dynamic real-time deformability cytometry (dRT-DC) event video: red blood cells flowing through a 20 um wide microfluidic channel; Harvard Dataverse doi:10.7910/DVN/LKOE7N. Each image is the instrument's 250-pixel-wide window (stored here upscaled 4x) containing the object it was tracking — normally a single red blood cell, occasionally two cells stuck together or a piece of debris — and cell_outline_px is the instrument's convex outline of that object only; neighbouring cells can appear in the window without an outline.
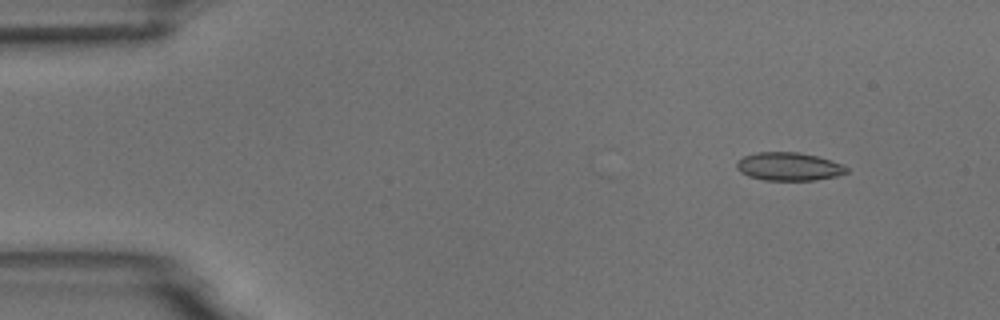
{"species": "common noctule bat (a hibernating species)", "species_latin": "Nyctalus noctula", "temperature_condition": "room temperature", "stored_images_in_passage": 2, "segment_of_instrument_passage": [2, 2], "camera_frame_rate_fps": 3000, "um_per_image_px": 0.085, "animal": {"sex": "male", "body_mass_g": 18.8}, "frame": {"image": 1, "passage_image": 2, "time_ms": 2.0, "image_size_px": [1000, 320], "cell_outline_px": [[848, 172], [836, 176], [816, 180], [764, 180], [748, 176], [740, 172], [736, 168], [736, 160], [744, 156], [756, 152], [796, 152], [816, 156], [840, 164], [848, 168]], "centroid_in_image_um": [66.99, 14.16], "position_along_channel_um": 18.0, "area_um2": 17.98}}